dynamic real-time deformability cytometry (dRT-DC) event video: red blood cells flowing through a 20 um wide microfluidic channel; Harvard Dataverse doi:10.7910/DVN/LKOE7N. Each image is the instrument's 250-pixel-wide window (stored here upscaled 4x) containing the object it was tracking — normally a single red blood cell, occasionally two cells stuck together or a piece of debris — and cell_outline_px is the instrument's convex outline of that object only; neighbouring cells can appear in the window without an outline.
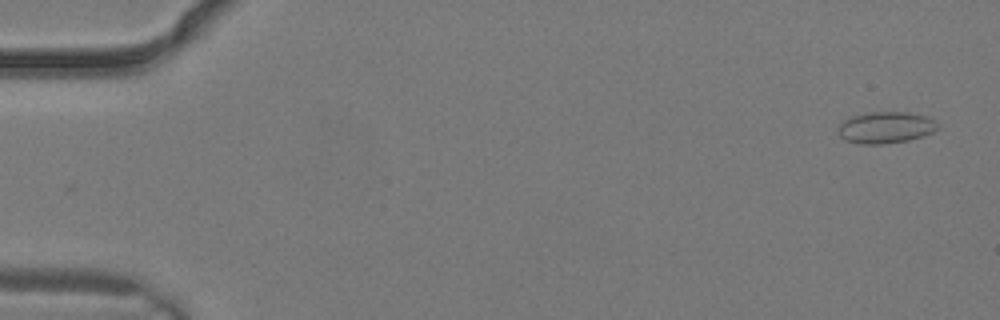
{"species": "common noctule bat (a hibernating species)", "species_latin": "Nyctalus noctula", "temperature_condition": "warm", "stored_images_in_passage": 4, "camera_frame_rate_fps": 3000, "um_per_image_px": 0.085, "animal": {"sex": "male", "body_mass_g": 19.2, "forearm_length_mm": 51.8}, "frame": {"image": 1, "passage_image": 4, "time_ms": 1.0, "image_size_px": [1000, 320], "cell_outline_px": [[940, 128], [932, 132], [908, 140], [884, 144], [860, 144], [844, 140], [840, 136], [836, 128], [844, 120], [852, 116], [872, 112], [908, 112], [928, 116], [940, 124]], "centroid_in_image_um": [75.29, 10.84], "position_along_channel_um": 9.7, "area_um2": 18.44}}